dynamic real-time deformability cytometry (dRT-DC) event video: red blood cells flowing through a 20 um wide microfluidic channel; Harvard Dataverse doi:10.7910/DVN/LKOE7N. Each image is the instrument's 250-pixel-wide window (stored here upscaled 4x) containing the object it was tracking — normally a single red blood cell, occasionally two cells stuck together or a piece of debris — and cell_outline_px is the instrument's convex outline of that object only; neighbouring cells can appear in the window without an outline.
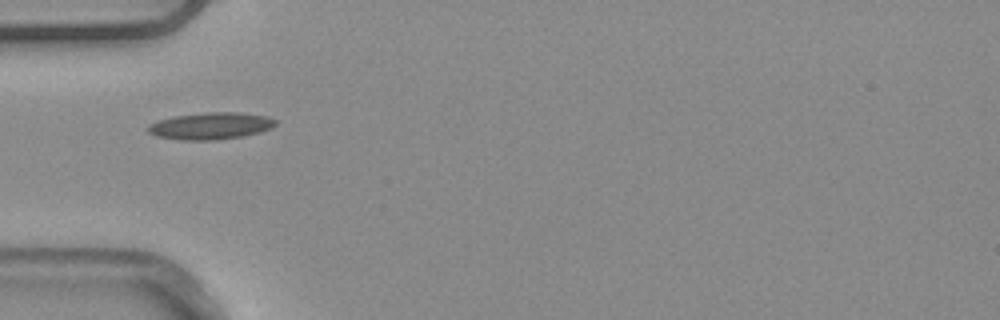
{"species": "common noctule bat (a hibernating species)", "species_latin": "Nyctalus noctula", "temperature_condition": "warm", "stored_images_in_passage": 7, "camera_frame_rate_fps": 3000, "um_per_image_px": 0.085, "animal": {"sex": "male", "body_mass_g": 20.4}, "frame": {"image": 1, "passage_image": 5, "time_ms": 1.333, "image_size_px": [1000, 320], "cell_outline_px": [[276, 124], [272, 128], [260, 132], [240, 136], [216, 140], [180, 140], [156, 136], [148, 132], [148, 124], [156, 120], [172, 116], [204, 112], [240, 112], [268, 116], [276, 120]], "centroid_in_image_um": [17.88, 10.69], "position_along_channel_um": 67.1, "area_um2": 20.23}}